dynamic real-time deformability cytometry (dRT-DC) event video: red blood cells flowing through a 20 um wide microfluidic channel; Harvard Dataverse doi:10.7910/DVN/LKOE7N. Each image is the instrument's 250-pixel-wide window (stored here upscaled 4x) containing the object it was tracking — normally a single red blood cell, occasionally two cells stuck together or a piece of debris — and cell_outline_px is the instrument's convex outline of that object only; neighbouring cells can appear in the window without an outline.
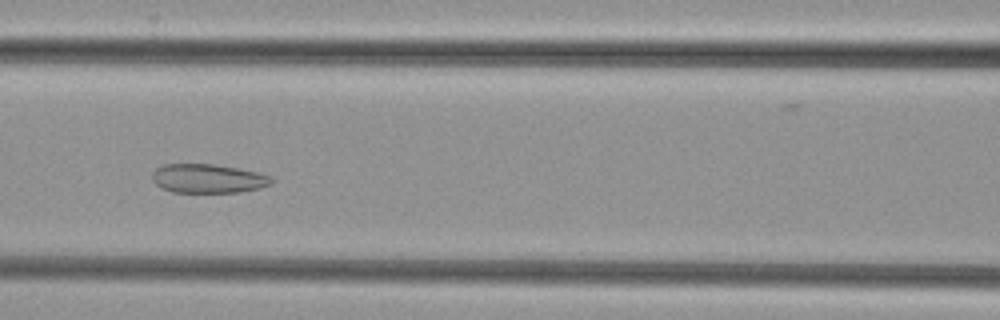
{"species": "common noctule bat (a hibernating species)", "species_latin": "Nyctalus noctula", "temperature_condition": "cold", "stored_images_in_passage": 50, "camera_frame_rate_fps": 3000, "um_per_image_px": 0.085, "animal": {"sex": "female", "body_mass_g": 29.2, "forearm_length_mm": 56.3}, "frame": {"image": 1, "passage_image": 20, "time_ms": 6.333, "image_size_px": [1000, 320], "cell_outline_px": [[276, 180], [272, 184], [260, 188], [240, 192], [172, 192], [160, 188], [152, 180], [152, 172], [156, 168], [164, 164], [216, 164], [256, 172], [272, 176]], "centroid_in_image_um": [17.69, 15.18], "position_along_channel_um": 148.9, "area_um2": 20.35}}
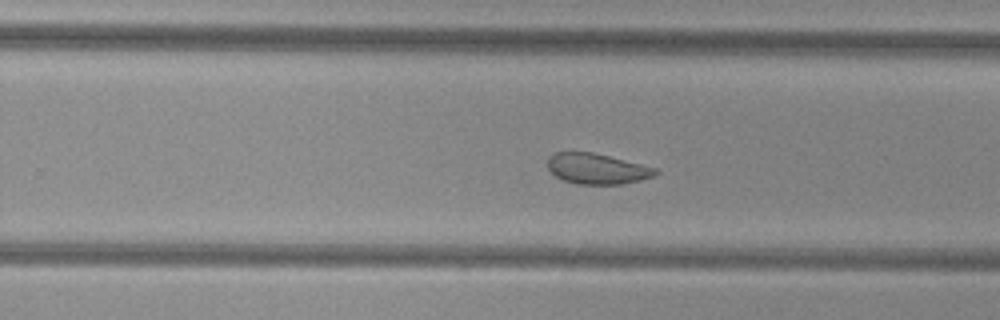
{"frame": {"image": 2, "passage_image": 30, "time_ms": 9.667, "image_size_px": [1000, 320], "cell_outline_px": [[660, 172], [656, 176], [624, 184], [576, 184], [564, 180], [556, 176], [548, 168], [548, 156], [556, 152], [592, 152], [656, 168]], "centroid_in_image_um": [50.76, 14.35], "position_along_channel_um": 279.0, "area_um2": 19.13}}
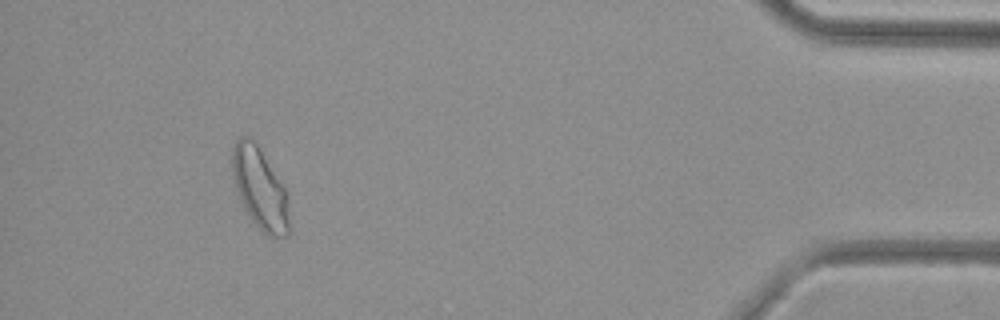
{"frame": {"image": 3, "passage_image": 45, "time_ms": 14.667, "image_size_px": [1000, 320], "cell_outline_px": [[288, 236], [268, 236], [248, 216], [240, 200], [236, 188], [232, 172], [232, 148], [236, 140], [240, 136], [248, 136], [256, 144], [284, 188], [288, 200]], "centroid_in_image_um": [22.06, 16.02], "position_along_channel_um": 413.1, "area_um2": 26.3}}